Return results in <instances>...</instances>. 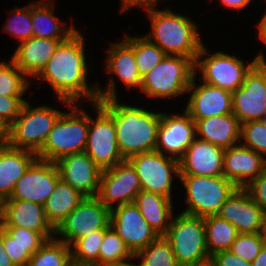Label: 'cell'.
I'll use <instances>...</instances> for the list:
<instances>
[{"label":"cell","mask_w":266,"mask_h":266,"mask_svg":"<svg viewBox=\"0 0 266 266\" xmlns=\"http://www.w3.org/2000/svg\"><path fill=\"white\" fill-rule=\"evenodd\" d=\"M30 105L26 101L15 121L8 127V146L37 153L63 112L46 105L37 108Z\"/></svg>","instance_id":"cell-5"},{"label":"cell","mask_w":266,"mask_h":266,"mask_svg":"<svg viewBox=\"0 0 266 266\" xmlns=\"http://www.w3.org/2000/svg\"><path fill=\"white\" fill-rule=\"evenodd\" d=\"M124 241L115 230L109 226L104 230V237L99 249V266L122 265L134 259Z\"/></svg>","instance_id":"cell-33"},{"label":"cell","mask_w":266,"mask_h":266,"mask_svg":"<svg viewBox=\"0 0 266 266\" xmlns=\"http://www.w3.org/2000/svg\"><path fill=\"white\" fill-rule=\"evenodd\" d=\"M26 75L10 59L0 62V95L22 97L29 87Z\"/></svg>","instance_id":"cell-36"},{"label":"cell","mask_w":266,"mask_h":266,"mask_svg":"<svg viewBox=\"0 0 266 266\" xmlns=\"http://www.w3.org/2000/svg\"><path fill=\"white\" fill-rule=\"evenodd\" d=\"M111 79L105 90L97 86L99 96L97 102L114 120L117 145L123 159H128L138 153L154 151L161 113L119 103L115 82L113 78Z\"/></svg>","instance_id":"cell-2"},{"label":"cell","mask_w":266,"mask_h":266,"mask_svg":"<svg viewBox=\"0 0 266 266\" xmlns=\"http://www.w3.org/2000/svg\"><path fill=\"white\" fill-rule=\"evenodd\" d=\"M187 92H190V98L185 111L195 122L198 119L232 113V92L224 88L207 83L197 87L194 76Z\"/></svg>","instance_id":"cell-20"},{"label":"cell","mask_w":266,"mask_h":266,"mask_svg":"<svg viewBox=\"0 0 266 266\" xmlns=\"http://www.w3.org/2000/svg\"><path fill=\"white\" fill-rule=\"evenodd\" d=\"M66 40L32 37L20 42L11 59L26 76L37 77L57 46Z\"/></svg>","instance_id":"cell-24"},{"label":"cell","mask_w":266,"mask_h":266,"mask_svg":"<svg viewBox=\"0 0 266 266\" xmlns=\"http://www.w3.org/2000/svg\"><path fill=\"white\" fill-rule=\"evenodd\" d=\"M240 140H245V147L266 155V124L262 120L241 124Z\"/></svg>","instance_id":"cell-39"},{"label":"cell","mask_w":266,"mask_h":266,"mask_svg":"<svg viewBox=\"0 0 266 266\" xmlns=\"http://www.w3.org/2000/svg\"><path fill=\"white\" fill-rule=\"evenodd\" d=\"M194 61L177 55H166L142 77V93L148 97L172 98L187 93L195 76Z\"/></svg>","instance_id":"cell-7"},{"label":"cell","mask_w":266,"mask_h":266,"mask_svg":"<svg viewBox=\"0 0 266 266\" xmlns=\"http://www.w3.org/2000/svg\"><path fill=\"white\" fill-rule=\"evenodd\" d=\"M195 123L196 134L201 136L198 139L223 149L240 140L241 124L233 113L198 119Z\"/></svg>","instance_id":"cell-25"},{"label":"cell","mask_w":266,"mask_h":266,"mask_svg":"<svg viewBox=\"0 0 266 266\" xmlns=\"http://www.w3.org/2000/svg\"><path fill=\"white\" fill-rule=\"evenodd\" d=\"M59 179L56 163L36 158L6 200H25L44 205Z\"/></svg>","instance_id":"cell-15"},{"label":"cell","mask_w":266,"mask_h":266,"mask_svg":"<svg viewBox=\"0 0 266 266\" xmlns=\"http://www.w3.org/2000/svg\"><path fill=\"white\" fill-rule=\"evenodd\" d=\"M106 69L110 74L118 75L127 86L139 87L142 91V77L136 66V59L132 49V36H125L120 43H113L107 50Z\"/></svg>","instance_id":"cell-27"},{"label":"cell","mask_w":266,"mask_h":266,"mask_svg":"<svg viewBox=\"0 0 266 266\" xmlns=\"http://www.w3.org/2000/svg\"><path fill=\"white\" fill-rule=\"evenodd\" d=\"M142 190L139 177L132 164L124 159L112 168L102 170L97 197L108 208L133 203Z\"/></svg>","instance_id":"cell-14"},{"label":"cell","mask_w":266,"mask_h":266,"mask_svg":"<svg viewBox=\"0 0 266 266\" xmlns=\"http://www.w3.org/2000/svg\"><path fill=\"white\" fill-rule=\"evenodd\" d=\"M91 105L95 108L96 120L89 116L84 152L101 170H105L112 168L124 159L117 145L115 123L112 116L98 102Z\"/></svg>","instance_id":"cell-10"},{"label":"cell","mask_w":266,"mask_h":266,"mask_svg":"<svg viewBox=\"0 0 266 266\" xmlns=\"http://www.w3.org/2000/svg\"><path fill=\"white\" fill-rule=\"evenodd\" d=\"M70 266H96V265H86V264H76V263H71Z\"/></svg>","instance_id":"cell-56"},{"label":"cell","mask_w":266,"mask_h":266,"mask_svg":"<svg viewBox=\"0 0 266 266\" xmlns=\"http://www.w3.org/2000/svg\"><path fill=\"white\" fill-rule=\"evenodd\" d=\"M4 200L0 197V221L3 215Z\"/></svg>","instance_id":"cell-54"},{"label":"cell","mask_w":266,"mask_h":266,"mask_svg":"<svg viewBox=\"0 0 266 266\" xmlns=\"http://www.w3.org/2000/svg\"><path fill=\"white\" fill-rule=\"evenodd\" d=\"M262 121L266 124V115L264 116Z\"/></svg>","instance_id":"cell-58"},{"label":"cell","mask_w":266,"mask_h":266,"mask_svg":"<svg viewBox=\"0 0 266 266\" xmlns=\"http://www.w3.org/2000/svg\"><path fill=\"white\" fill-rule=\"evenodd\" d=\"M251 264L252 266H266V243Z\"/></svg>","instance_id":"cell-49"},{"label":"cell","mask_w":266,"mask_h":266,"mask_svg":"<svg viewBox=\"0 0 266 266\" xmlns=\"http://www.w3.org/2000/svg\"><path fill=\"white\" fill-rule=\"evenodd\" d=\"M258 31H259V37L260 40L263 41V43L266 44V12L264 16L261 18V20L258 22Z\"/></svg>","instance_id":"cell-51"},{"label":"cell","mask_w":266,"mask_h":266,"mask_svg":"<svg viewBox=\"0 0 266 266\" xmlns=\"http://www.w3.org/2000/svg\"><path fill=\"white\" fill-rule=\"evenodd\" d=\"M0 227H24L40 233L46 240L55 236L43 205L25 200H4Z\"/></svg>","instance_id":"cell-22"},{"label":"cell","mask_w":266,"mask_h":266,"mask_svg":"<svg viewBox=\"0 0 266 266\" xmlns=\"http://www.w3.org/2000/svg\"><path fill=\"white\" fill-rule=\"evenodd\" d=\"M263 234L266 236V209L264 210V227H263Z\"/></svg>","instance_id":"cell-55"},{"label":"cell","mask_w":266,"mask_h":266,"mask_svg":"<svg viewBox=\"0 0 266 266\" xmlns=\"http://www.w3.org/2000/svg\"><path fill=\"white\" fill-rule=\"evenodd\" d=\"M224 149L196 138L179 160L180 175L223 176Z\"/></svg>","instance_id":"cell-23"},{"label":"cell","mask_w":266,"mask_h":266,"mask_svg":"<svg viewBox=\"0 0 266 266\" xmlns=\"http://www.w3.org/2000/svg\"><path fill=\"white\" fill-rule=\"evenodd\" d=\"M0 266H15L3 245V229L0 227Z\"/></svg>","instance_id":"cell-47"},{"label":"cell","mask_w":266,"mask_h":266,"mask_svg":"<svg viewBox=\"0 0 266 266\" xmlns=\"http://www.w3.org/2000/svg\"><path fill=\"white\" fill-rule=\"evenodd\" d=\"M21 245H43L47 240L38 232L24 227H1Z\"/></svg>","instance_id":"cell-43"},{"label":"cell","mask_w":266,"mask_h":266,"mask_svg":"<svg viewBox=\"0 0 266 266\" xmlns=\"http://www.w3.org/2000/svg\"><path fill=\"white\" fill-rule=\"evenodd\" d=\"M186 189L185 214L206 217L217 215L225 201L238 188L224 176L179 175Z\"/></svg>","instance_id":"cell-6"},{"label":"cell","mask_w":266,"mask_h":266,"mask_svg":"<svg viewBox=\"0 0 266 266\" xmlns=\"http://www.w3.org/2000/svg\"><path fill=\"white\" fill-rule=\"evenodd\" d=\"M186 266H217L215 260L212 258V256H209L208 258L198 261L194 264L186 265Z\"/></svg>","instance_id":"cell-52"},{"label":"cell","mask_w":266,"mask_h":266,"mask_svg":"<svg viewBox=\"0 0 266 266\" xmlns=\"http://www.w3.org/2000/svg\"><path fill=\"white\" fill-rule=\"evenodd\" d=\"M72 103L70 112H63L57 119L37 158L56 162L60 158L84 152L89 128V115Z\"/></svg>","instance_id":"cell-4"},{"label":"cell","mask_w":266,"mask_h":266,"mask_svg":"<svg viewBox=\"0 0 266 266\" xmlns=\"http://www.w3.org/2000/svg\"><path fill=\"white\" fill-rule=\"evenodd\" d=\"M109 226L110 209L97 196L85 197L55 229V236H63L58 240L71 246L76 240Z\"/></svg>","instance_id":"cell-12"},{"label":"cell","mask_w":266,"mask_h":266,"mask_svg":"<svg viewBox=\"0 0 266 266\" xmlns=\"http://www.w3.org/2000/svg\"><path fill=\"white\" fill-rule=\"evenodd\" d=\"M26 99L22 97H7L0 95V120L8 127L19 115Z\"/></svg>","instance_id":"cell-42"},{"label":"cell","mask_w":266,"mask_h":266,"mask_svg":"<svg viewBox=\"0 0 266 266\" xmlns=\"http://www.w3.org/2000/svg\"><path fill=\"white\" fill-rule=\"evenodd\" d=\"M123 6L121 7V13H123L124 11H126V9L128 10L131 7H137L139 5V7L143 6V8H145L146 11L148 10H152L155 7V5H157L159 0H121Z\"/></svg>","instance_id":"cell-46"},{"label":"cell","mask_w":266,"mask_h":266,"mask_svg":"<svg viewBox=\"0 0 266 266\" xmlns=\"http://www.w3.org/2000/svg\"><path fill=\"white\" fill-rule=\"evenodd\" d=\"M132 49L141 77L158 65L166 56L157 45L149 41L145 36L132 37Z\"/></svg>","instance_id":"cell-37"},{"label":"cell","mask_w":266,"mask_h":266,"mask_svg":"<svg viewBox=\"0 0 266 266\" xmlns=\"http://www.w3.org/2000/svg\"><path fill=\"white\" fill-rule=\"evenodd\" d=\"M110 226L133 255L159 237L134 203L112 208L110 210Z\"/></svg>","instance_id":"cell-16"},{"label":"cell","mask_w":266,"mask_h":266,"mask_svg":"<svg viewBox=\"0 0 266 266\" xmlns=\"http://www.w3.org/2000/svg\"><path fill=\"white\" fill-rule=\"evenodd\" d=\"M196 135V123L186 111L181 116L177 113L167 115L161 112L155 150L161 154L165 150L170 157L179 161L196 139Z\"/></svg>","instance_id":"cell-17"},{"label":"cell","mask_w":266,"mask_h":266,"mask_svg":"<svg viewBox=\"0 0 266 266\" xmlns=\"http://www.w3.org/2000/svg\"><path fill=\"white\" fill-rule=\"evenodd\" d=\"M37 158L35 152L10 146L0 148V197L10 198L16 182Z\"/></svg>","instance_id":"cell-26"},{"label":"cell","mask_w":266,"mask_h":266,"mask_svg":"<svg viewBox=\"0 0 266 266\" xmlns=\"http://www.w3.org/2000/svg\"><path fill=\"white\" fill-rule=\"evenodd\" d=\"M207 51L205 45H202L194 62L195 75L198 69L204 83L230 92L243 85L245 75L256 64L255 58L249 64H245L242 59L220 51L205 58L209 53Z\"/></svg>","instance_id":"cell-9"},{"label":"cell","mask_w":266,"mask_h":266,"mask_svg":"<svg viewBox=\"0 0 266 266\" xmlns=\"http://www.w3.org/2000/svg\"><path fill=\"white\" fill-rule=\"evenodd\" d=\"M84 40L82 34L76 31L66 41L61 42L37 76L47 81L58 95L59 101L68 107L72 103H80L83 99H89L91 103L99 100L98 84L90 87L87 84L88 66Z\"/></svg>","instance_id":"cell-1"},{"label":"cell","mask_w":266,"mask_h":266,"mask_svg":"<svg viewBox=\"0 0 266 266\" xmlns=\"http://www.w3.org/2000/svg\"><path fill=\"white\" fill-rule=\"evenodd\" d=\"M133 203L154 232L165 236L174 217L172 198L141 190Z\"/></svg>","instance_id":"cell-28"},{"label":"cell","mask_w":266,"mask_h":266,"mask_svg":"<svg viewBox=\"0 0 266 266\" xmlns=\"http://www.w3.org/2000/svg\"><path fill=\"white\" fill-rule=\"evenodd\" d=\"M223 5L235 10H241L247 7L252 0H220Z\"/></svg>","instance_id":"cell-48"},{"label":"cell","mask_w":266,"mask_h":266,"mask_svg":"<svg viewBox=\"0 0 266 266\" xmlns=\"http://www.w3.org/2000/svg\"><path fill=\"white\" fill-rule=\"evenodd\" d=\"M266 166V156H262L242 144L224 149L223 176L238 188H246Z\"/></svg>","instance_id":"cell-21"},{"label":"cell","mask_w":266,"mask_h":266,"mask_svg":"<svg viewBox=\"0 0 266 266\" xmlns=\"http://www.w3.org/2000/svg\"><path fill=\"white\" fill-rule=\"evenodd\" d=\"M164 237L170 242L180 266L194 264L210 256L207 250L204 217L181 212L172 219Z\"/></svg>","instance_id":"cell-8"},{"label":"cell","mask_w":266,"mask_h":266,"mask_svg":"<svg viewBox=\"0 0 266 266\" xmlns=\"http://www.w3.org/2000/svg\"><path fill=\"white\" fill-rule=\"evenodd\" d=\"M112 266H138V265L132 264V263H126V264H122V265H112Z\"/></svg>","instance_id":"cell-57"},{"label":"cell","mask_w":266,"mask_h":266,"mask_svg":"<svg viewBox=\"0 0 266 266\" xmlns=\"http://www.w3.org/2000/svg\"><path fill=\"white\" fill-rule=\"evenodd\" d=\"M3 245L15 266H27L31 256L42 245H21L3 230Z\"/></svg>","instance_id":"cell-41"},{"label":"cell","mask_w":266,"mask_h":266,"mask_svg":"<svg viewBox=\"0 0 266 266\" xmlns=\"http://www.w3.org/2000/svg\"><path fill=\"white\" fill-rule=\"evenodd\" d=\"M48 1L31 4V20L33 37L45 39H68L77 30L74 24L68 29L53 16L54 6Z\"/></svg>","instance_id":"cell-30"},{"label":"cell","mask_w":266,"mask_h":266,"mask_svg":"<svg viewBox=\"0 0 266 266\" xmlns=\"http://www.w3.org/2000/svg\"><path fill=\"white\" fill-rule=\"evenodd\" d=\"M263 52L259 53L256 57V63L266 72V58L265 55L262 54Z\"/></svg>","instance_id":"cell-53"},{"label":"cell","mask_w":266,"mask_h":266,"mask_svg":"<svg viewBox=\"0 0 266 266\" xmlns=\"http://www.w3.org/2000/svg\"><path fill=\"white\" fill-rule=\"evenodd\" d=\"M8 145V126L0 120V148Z\"/></svg>","instance_id":"cell-50"},{"label":"cell","mask_w":266,"mask_h":266,"mask_svg":"<svg viewBox=\"0 0 266 266\" xmlns=\"http://www.w3.org/2000/svg\"><path fill=\"white\" fill-rule=\"evenodd\" d=\"M71 263L70 246L54 237L31 256L27 266H70Z\"/></svg>","instance_id":"cell-32"},{"label":"cell","mask_w":266,"mask_h":266,"mask_svg":"<svg viewBox=\"0 0 266 266\" xmlns=\"http://www.w3.org/2000/svg\"><path fill=\"white\" fill-rule=\"evenodd\" d=\"M103 237L104 230H97L76 240L70 246L72 262L99 266V249Z\"/></svg>","instance_id":"cell-35"},{"label":"cell","mask_w":266,"mask_h":266,"mask_svg":"<svg viewBox=\"0 0 266 266\" xmlns=\"http://www.w3.org/2000/svg\"><path fill=\"white\" fill-rule=\"evenodd\" d=\"M252 196L254 202L266 209V166L263 168L261 174L253 180L246 188Z\"/></svg>","instance_id":"cell-44"},{"label":"cell","mask_w":266,"mask_h":266,"mask_svg":"<svg viewBox=\"0 0 266 266\" xmlns=\"http://www.w3.org/2000/svg\"><path fill=\"white\" fill-rule=\"evenodd\" d=\"M151 21L152 32L145 37L157 45L166 55L191 58L194 62L203 45L197 25L184 15L166 7L146 12Z\"/></svg>","instance_id":"cell-3"},{"label":"cell","mask_w":266,"mask_h":266,"mask_svg":"<svg viewBox=\"0 0 266 266\" xmlns=\"http://www.w3.org/2000/svg\"><path fill=\"white\" fill-rule=\"evenodd\" d=\"M134 167L142 190L172 198L173 173L179 177V161L154 150L127 159Z\"/></svg>","instance_id":"cell-11"},{"label":"cell","mask_w":266,"mask_h":266,"mask_svg":"<svg viewBox=\"0 0 266 266\" xmlns=\"http://www.w3.org/2000/svg\"><path fill=\"white\" fill-rule=\"evenodd\" d=\"M204 225L207 250L210 256L219 251L229 250L239 234L232 224L218 215L204 217Z\"/></svg>","instance_id":"cell-31"},{"label":"cell","mask_w":266,"mask_h":266,"mask_svg":"<svg viewBox=\"0 0 266 266\" xmlns=\"http://www.w3.org/2000/svg\"><path fill=\"white\" fill-rule=\"evenodd\" d=\"M212 258L217 266H252L251 262L245 261L229 250L216 252Z\"/></svg>","instance_id":"cell-45"},{"label":"cell","mask_w":266,"mask_h":266,"mask_svg":"<svg viewBox=\"0 0 266 266\" xmlns=\"http://www.w3.org/2000/svg\"><path fill=\"white\" fill-rule=\"evenodd\" d=\"M11 20L4 26V31L14 35L20 42L33 37L32 20H31V5L28 7L14 8Z\"/></svg>","instance_id":"cell-40"},{"label":"cell","mask_w":266,"mask_h":266,"mask_svg":"<svg viewBox=\"0 0 266 266\" xmlns=\"http://www.w3.org/2000/svg\"><path fill=\"white\" fill-rule=\"evenodd\" d=\"M60 179L85 197L97 196L102 170L86 152L66 155L56 162Z\"/></svg>","instance_id":"cell-18"},{"label":"cell","mask_w":266,"mask_h":266,"mask_svg":"<svg viewBox=\"0 0 266 266\" xmlns=\"http://www.w3.org/2000/svg\"><path fill=\"white\" fill-rule=\"evenodd\" d=\"M217 215L232 224L238 233H263L264 209L245 188H237Z\"/></svg>","instance_id":"cell-19"},{"label":"cell","mask_w":266,"mask_h":266,"mask_svg":"<svg viewBox=\"0 0 266 266\" xmlns=\"http://www.w3.org/2000/svg\"><path fill=\"white\" fill-rule=\"evenodd\" d=\"M84 198L85 196L79 191L59 179L54 191L43 205L46 218L51 226L56 229Z\"/></svg>","instance_id":"cell-29"},{"label":"cell","mask_w":266,"mask_h":266,"mask_svg":"<svg viewBox=\"0 0 266 266\" xmlns=\"http://www.w3.org/2000/svg\"><path fill=\"white\" fill-rule=\"evenodd\" d=\"M232 113L240 124L263 120L266 115V72L256 63L243 85L232 92Z\"/></svg>","instance_id":"cell-13"},{"label":"cell","mask_w":266,"mask_h":266,"mask_svg":"<svg viewBox=\"0 0 266 266\" xmlns=\"http://www.w3.org/2000/svg\"><path fill=\"white\" fill-rule=\"evenodd\" d=\"M133 258L142 259L138 266H180L170 242L164 236H159L147 247L136 252Z\"/></svg>","instance_id":"cell-34"},{"label":"cell","mask_w":266,"mask_h":266,"mask_svg":"<svg viewBox=\"0 0 266 266\" xmlns=\"http://www.w3.org/2000/svg\"><path fill=\"white\" fill-rule=\"evenodd\" d=\"M265 243L266 236L263 233H239L229 251L245 261L252 262Z\"/></svg>","instance_id":"cell-38"}]
</instances>
